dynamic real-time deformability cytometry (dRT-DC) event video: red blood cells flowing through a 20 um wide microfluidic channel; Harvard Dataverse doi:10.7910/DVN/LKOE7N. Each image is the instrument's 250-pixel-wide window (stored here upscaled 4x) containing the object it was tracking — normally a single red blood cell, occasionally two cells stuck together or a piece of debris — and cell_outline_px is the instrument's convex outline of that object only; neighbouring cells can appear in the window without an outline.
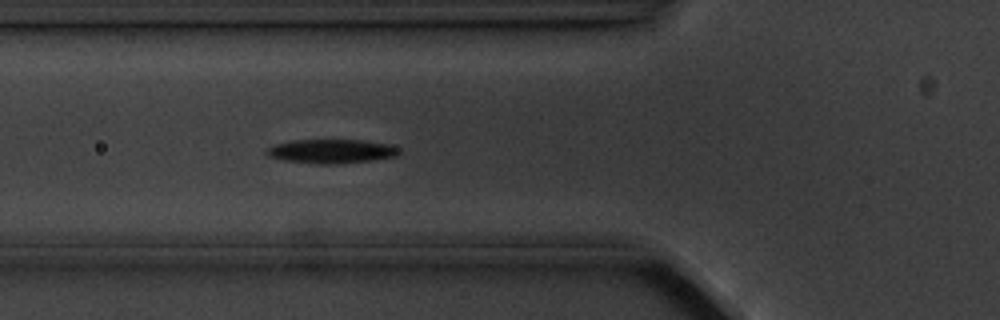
{"species": "common noctule bat (a hibernating species)", "species_latin": "Nyctalus noctula", "temperature_condition": "cold", "stored_images_in_passage": 6, "camera_frame_rate_fps": 3000, "um_per_image_px": 0.085, "animal": {"sex": "male", "body_mass_g": 20.1, "forearm_length_mm": 53.5}, "frame": {"image": 1, "passage_image": 6, "time_ms": 5.667, "image_size_px": [1000, 320], "cell_outline_px": [[400, 152], [396, 156], [340, 164], [316, 164], [284, 160], [268, 156], [264, 152], [268, 148], [276, 144], [292, 140], [364, 140], [388, 144], [400, 148]], "centroid_in_image_um": [28.16, 12.85], "position_along_channel_um": 97.6, "area_um2": 18.5}}